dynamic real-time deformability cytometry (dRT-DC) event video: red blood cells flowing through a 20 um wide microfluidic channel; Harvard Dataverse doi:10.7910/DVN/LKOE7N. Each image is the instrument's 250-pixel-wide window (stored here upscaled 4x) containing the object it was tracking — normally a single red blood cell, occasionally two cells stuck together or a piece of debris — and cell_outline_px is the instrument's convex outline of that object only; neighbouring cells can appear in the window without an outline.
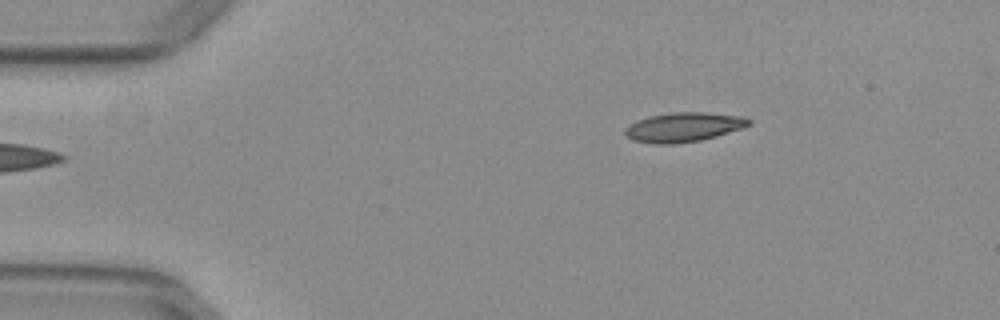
{"species": "common noctule bat (a hibernating species)", "species_latin": "Nyctalus noctula", "temperature_condition": "warm", "stored_images_in_passage": 45, "camera_frame_rate_fps": 3000, "um_per_image_px": 0.085, "animal": {"sex": "female", "body_mass_g": 29.2, "forearm_length_mm": 56.3}, "frame": {"image": 1, "passage_image": 1, "time_ms": 0.0, "image_size_px": [1000, 320], "cell_outline_px": [[752, 124], [744, 128], [716, 136], [700, 140], [672, 144], [656, 144], [632, 140], [624, 132], [624, 128], [636, 120], [648, 116], [672, 112], [704, 112], [744, 116], [752, 120]], "centroid_in_image_um": [58.13, 10.79], "position_along_channel_um": 26.9, "area_um2": 21.39}}
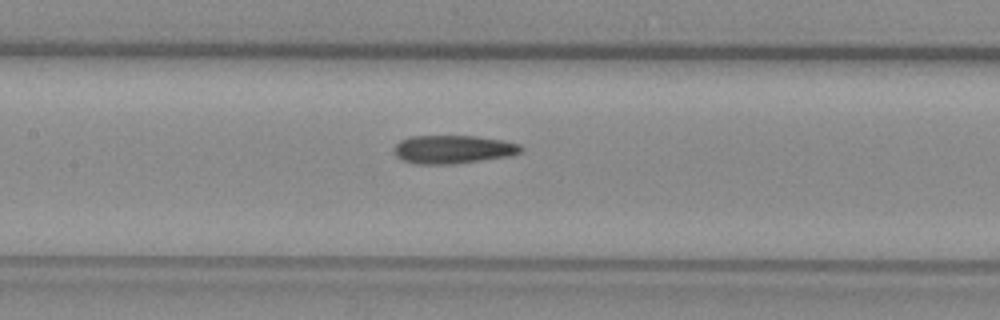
{"frame": {"image": 2, "passage_image": 17, "time_ms": 5.333, "image_size_px": [1000, 320], "cell_outline_px": [[524, 148], [520, 152], [512, 156], [456, 164], [416, 164], [404, 160], [396, 156], [392, 148], [400, 140], [408, 136], [476, 136], [504, 140], [520, 144]], "centroid_in_image_um": [38.52, 12.69], "position_along_channel_um": 168.9, "area_um2": 21.27}}
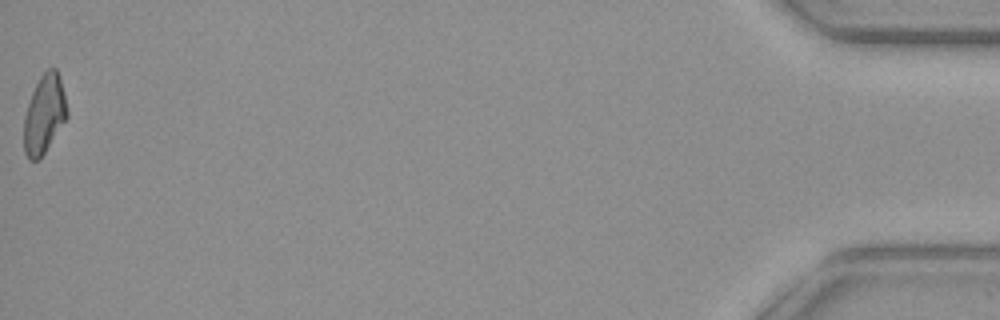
{"frame": {"image": 3, "passage_image": 45, "time_ms": 14.667, "image_size_px": [1000, 320], "cell_outline_px": [[68, 116], [40, 160], [28, 160], [24, 152], [24, 116], [32, 92], [40, 76], [48, 68], [56, 68], [60, 76], [64, 92], [68, 112]], "centroid_in_image_um": [3.77, 9.72], "position_along_channel_um": 431.4, "area_um2": 19.88}, "authors_computed_cell_mechanics": {"area_um2": 20.7502, "velocity_mm_per_s": 3.935, "shape_relaxation_time_tau1_ms": null, "shape_relaxation_time_tau2_ms": 5.2787, "deformation_change_tau1": null, "deformation_change_tau2": 0.1476}}